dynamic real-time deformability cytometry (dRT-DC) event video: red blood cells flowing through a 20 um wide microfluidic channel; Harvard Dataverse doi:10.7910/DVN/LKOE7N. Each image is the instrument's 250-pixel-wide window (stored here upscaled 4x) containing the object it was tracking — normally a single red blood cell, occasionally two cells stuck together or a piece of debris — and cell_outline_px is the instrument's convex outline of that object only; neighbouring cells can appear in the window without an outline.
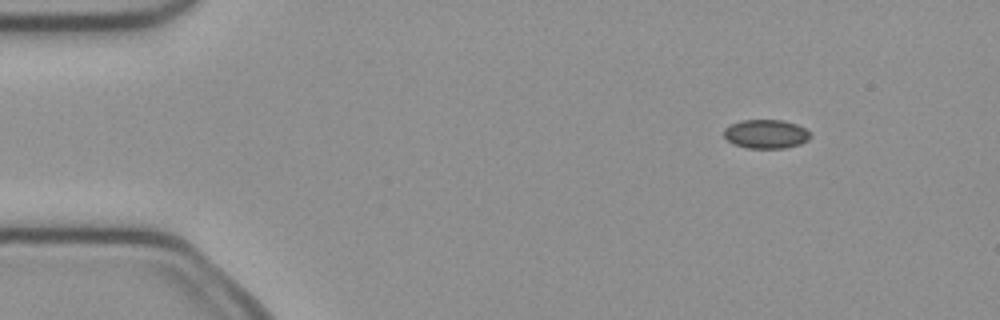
{"species": "common noctule bat (a hibernating species)", "species_latin": "Nyctalus noctula", "temperature_condition": "cold", "stored_images_in_passage": 46, "camera_frame_rate_fps": 3000, "um_per_image_px": 0.085, "animal": {"sex": "female", "body_mass_g": 21.9}, "frame": {"image": 1, "passage_image": 1, "time_ms": 0.0, "image_size_px": [1000, 320], "cell_outline_px": [[812, 136], [808, 140], [800, 144], [784, 148], [748, 148], [732, 144], [724, 136], [724, 128], [740, 120], [784, 120], [796, 124], [804, 128]], "centroid_in_image_um": [65.1, 11.39], "position_along_channel_um": 19.9, "area_um2": 14.57}}
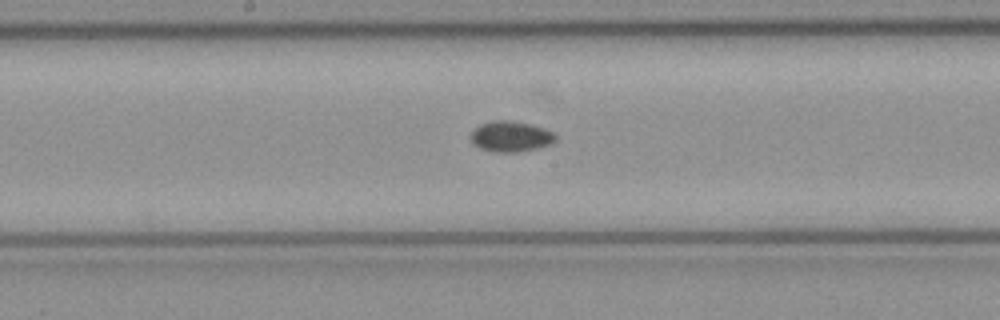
{"frame": {"image": 2, "passage_image": 21, "time_ms": 6.667, "image_size_px": [1000, 320], "cell_outline_px": [[556, 140], [552, 144], [536, 148], [516, 152], [492, 152], [480, 148], [472, 140], [472, 132], [480, 124], [492, 120], [512, 120], [532, 124], [544, 128], [552, 132], [556, 136]], "centroid_in_image_um": [43.45, 11.59], "position_along_channel_um": 204.8, "area_um2": 15.09}}
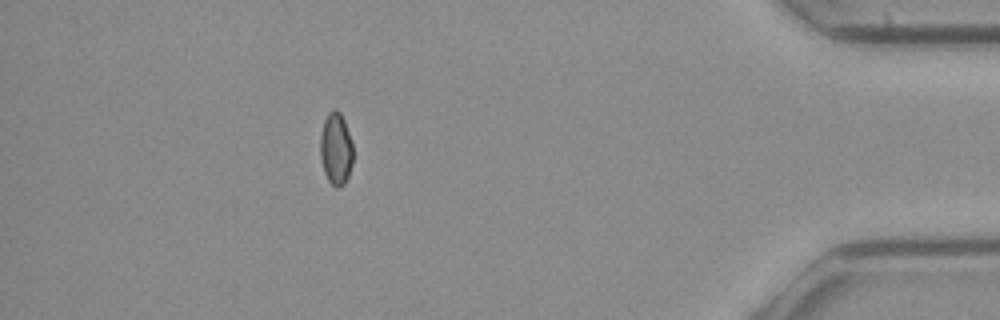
{"frame": {"image": 3, "passage_image": 40, "time_ms": 13.0, "image_size_px": [1000, 320], "cell_outline_px": [[352, 164], [348, 176], [344, 184], [340, 188], [336, 188], [328, 180], [324, 172], [320, 156], [320, 136], [324, 120], [328, 112], [332, 108], [336, 108], [340, 112], [344, 120], [352, 144]], "centroid_in_image_um": [28.54, 12.64], "position_along_channel_um": 406.7, "area_um2": 13.87}}